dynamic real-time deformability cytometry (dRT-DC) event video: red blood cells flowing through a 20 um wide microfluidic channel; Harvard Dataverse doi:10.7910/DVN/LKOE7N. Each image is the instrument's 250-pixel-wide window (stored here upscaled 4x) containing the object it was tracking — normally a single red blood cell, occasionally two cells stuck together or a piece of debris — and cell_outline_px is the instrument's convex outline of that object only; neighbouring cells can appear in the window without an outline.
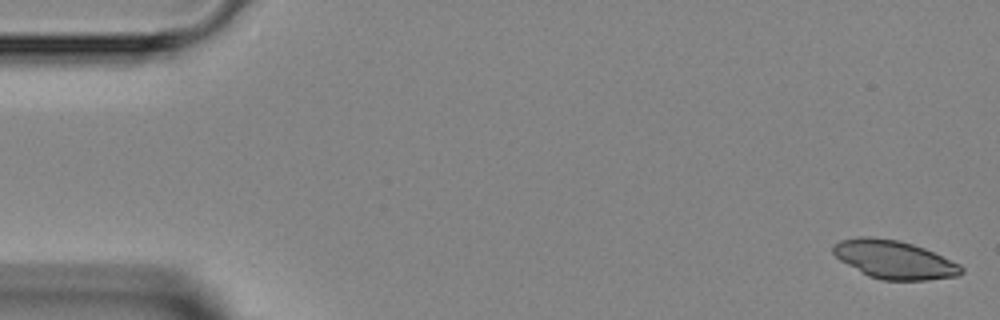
{"species": "Egyptian fruit bat (a non-hibernating species)", "species_latin": "Rousettus aegyptiacus", "temperature_condition": "room temperature", "stored_images_in_passage": 46, "camera_frame_rate_fps": 3000, "um_per_image_px": 0.085, "animal": {"sex": "female"}, "frame": {"image": 1, "passage_image": 1, "time_ms": 0.0, "image_size_px": [1000, 320], "cell_outline_px": [[964, 272], [956, 276], [924, 280], [880, 280], [868, 276], [840, 260], [832, 252], [832, 244], [840, 240], [856, 236], [872, 236], [900, 240], [924, 248], [960, 264], [964, 268]], "centroid_in_image_um": [75.97, 22.05], "position_along_channel_um": 9.0, "area_um2": 28.73}}
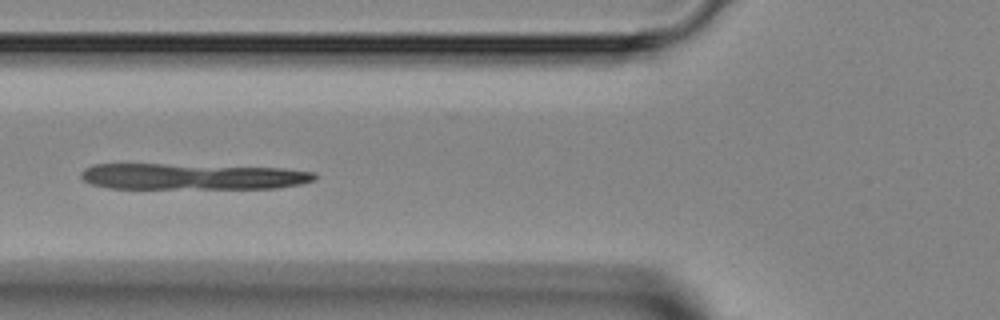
{"frame": {"image": 2, "passage_image": 17, "time_ms": 5.333, "image_size_px": [1000, 320], "cell_outline_px": [[316, 176], [312, 180], [300, 184], [276, 188], [108, 188], [92, 184], [84, 180], [80, 176], [80, 172], [84, 168], [92, 164], [164, 164], [284, 168], [316, 172]], "centroid_in_image_um": [16.31, 15.0], "position_along_channel_um": 109.5, "area_um2": 35.49}}
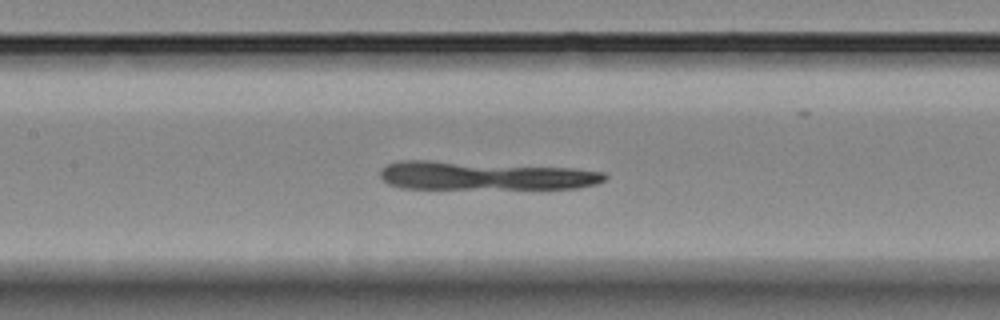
{"frame": {"image": 3, "passage_image": 21, "time_ms": 6.667, "image_size_px": [1000, 320], "cell_outline_px": [[608, 176], [604, 180], [596, 184], [576, 188], [400, 188], [388, 184], [380, 176], [380, 168], [388, 164], [400, 160], [432, 160], [572, 168], [604, 172]], "centroid_in_image_um": [41.16, 14.92], "position_along_channel_um": 166.2, "area_um2": 37.28}}